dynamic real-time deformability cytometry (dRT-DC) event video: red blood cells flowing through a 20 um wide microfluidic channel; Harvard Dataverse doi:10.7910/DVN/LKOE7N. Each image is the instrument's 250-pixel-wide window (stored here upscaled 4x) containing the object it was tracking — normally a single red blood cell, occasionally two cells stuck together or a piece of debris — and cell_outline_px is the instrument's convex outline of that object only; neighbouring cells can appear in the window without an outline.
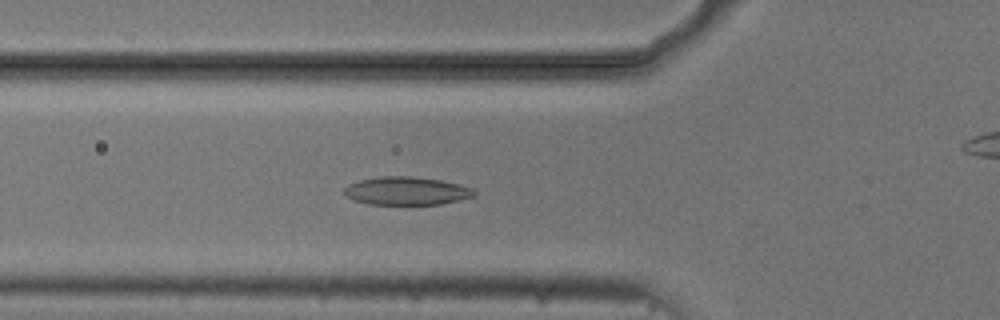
{"species": "common noctule bat (a hibernating species)", "species_latin": "Nyctalus noctula", "temperature_condition": "cold", "stored_images_in_passage": 55, "camera_frame_rate_fps": 3000, "um_per_image_px": 0.085, "animal": {"sex": "male", "body_mass_g": 20.5, "forearm_length_mm": 52.5}, "frame": {"image": 1, "passage_image": 19, "time_ms": 6.0, "image_size_px": [1000, 320], "cell_outline_px": [[476, 196], [460, 200], [440, 204], [368, 204], [356, 200], [348, 196], [344, 192], [344, 188], [348, 184], [360, 180], [380, 176], [412, 176], [440, 180], [460, 184], [472, 188], [476, 192]], "centroid_in_image_um": [34.59, 16.22], "position_along_channel_um": 91.2, "area_um2": 21.27}}
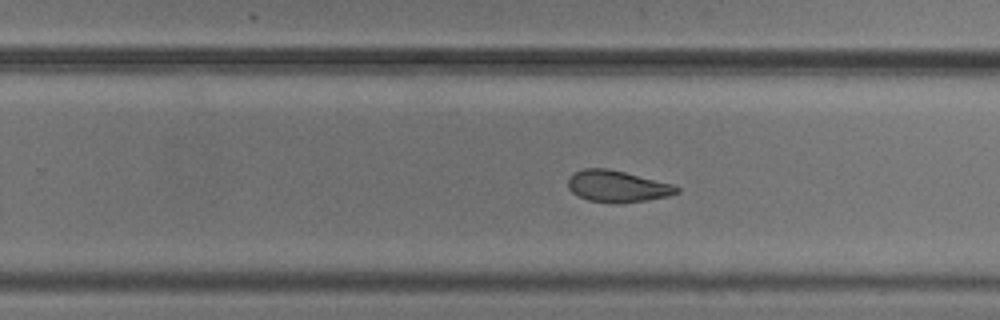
{"frame": {"image": 2, "passage_image": 34, "time_ms": 11.0, "image_size_px": [1000, 320], "cell_outline_px": [[680, 192], [668, 196], [644, 200], [588, 200], [572, 192], [568, 188], [568, 176], [584, 168], [608, 168], [672, 184], [680, 188]], "centroid_in_image_um": [52.46, 15.78], "position_along_channel_um": 277.3, "area_um2": 19.07}}
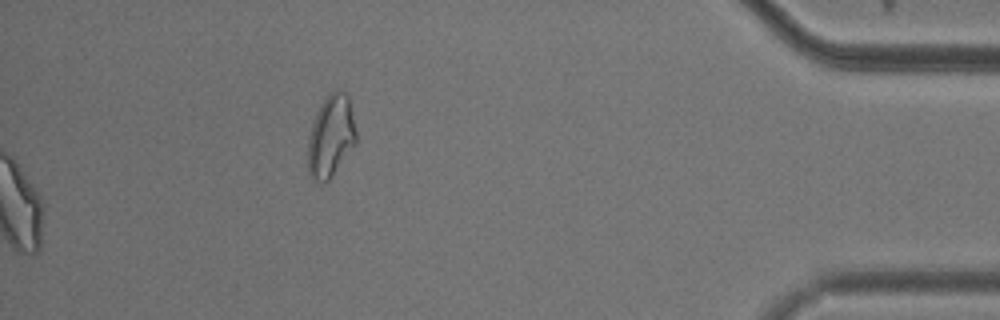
{"frame": {"image": 3, "passage_image": 55, "time_ms": 18.0, "image_size_px": [1000, 320], "cell_outline_px": [[356, 144], [328, 180], [312, 180], [308, 176], [308, 140], [312, 124], [316, 112], [320, 104], [328, 92], [336, 88], [340, 88], [348, 96], [356, 132]], "centroid_in_image_um": [28.11, 11.52], "position_along_channel_um": 407.1, "area_um2": 23.06}, "authors_computed_cell_mechanics": {"area_um2": 21.7328, "velocity_mm_per_s": 3.7241, "shape_relaxation_time_tau1_ms": 5.544, "shape_relaxation_time_tau2_ms": 4.0748, "deformation_change_tau1": 0.1157, "deformation_change_tau2": 0.0971}}